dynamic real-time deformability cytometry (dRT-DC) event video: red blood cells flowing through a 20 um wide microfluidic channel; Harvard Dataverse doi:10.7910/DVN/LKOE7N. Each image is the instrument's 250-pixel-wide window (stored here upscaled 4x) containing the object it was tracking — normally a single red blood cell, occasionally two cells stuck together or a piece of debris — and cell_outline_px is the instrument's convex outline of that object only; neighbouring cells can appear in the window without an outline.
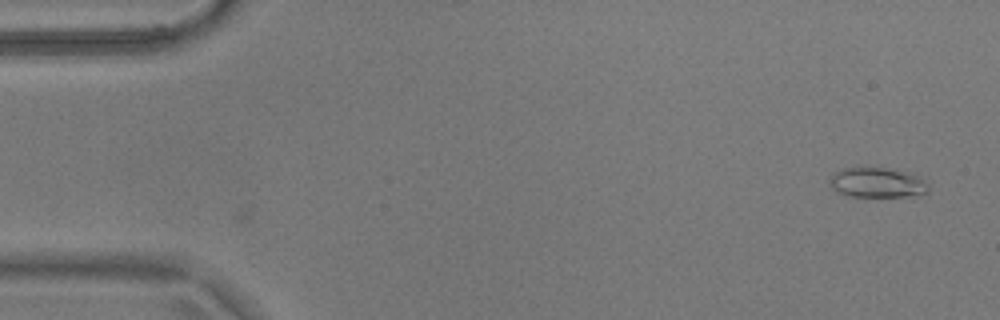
{"species": "common noctule bat (a hibernating species)", "species_latin": "Nyctalus noctula", "temperature_condition": "warm", "stored_images_in_passage": 2, "camera_frame_rate_fps": 3000, "um_per_image_px": 0.085, "animal": {"sex": "male", "body_mass_g": 17.9}, "frame": {"image": 1, "passage_image": 2, "time_ms": 0.333, "image_size_px": [1000, 320], "cell_outline_px": [[928, 192], [908, 196], [848, 196], [836, 192], [832, 188], [828, 180], [832, 172], [844, 168], [884, 168], [916, 176], [924, 180], [928, 184]], "centroid_in_image_um": [74.47, 15.53], "position_along_channel_um": 10.5, "area_um2": 16.94}}